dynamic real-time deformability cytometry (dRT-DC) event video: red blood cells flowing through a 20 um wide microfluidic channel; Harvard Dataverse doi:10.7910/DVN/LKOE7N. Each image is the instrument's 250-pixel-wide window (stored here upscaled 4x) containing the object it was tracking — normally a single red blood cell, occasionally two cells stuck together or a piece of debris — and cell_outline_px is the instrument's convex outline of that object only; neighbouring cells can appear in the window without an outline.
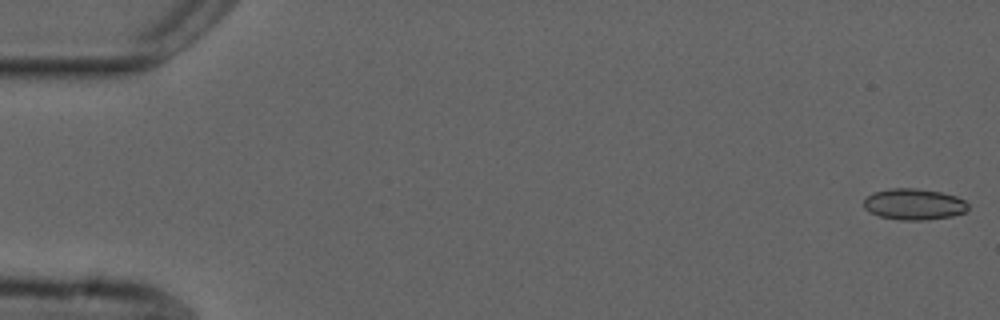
{"species": "common noctule bat (a hibernating species)", "species_latin": "Nyctalus noctula", "temperature_condition": "cold", "stored_images_in_passage": 49, "camera_frame_rate_fps": 3000, "um_per_image_px": 0.085, "animal": {"sex": "male", "forearm_length_mm": 52.5}, "frame": {"image": 1, "passage_image": 1, "time_ms": 0.0, "image_size_px": [1000, 320], "cell_outline_px": [[968, 208], [964, 212], [952, 216], [928, 220], [900, 220], [880, 216], [868, 212], [864, 208], [864, 200], [872, 192], [892, 188], [916, 188], [940, 192], [956, 196], [964, 200], [968, 204]], "centroid_in_image_um": [77.67, 17.36], "position_along_channel_um": 7.3, "area_um2": 19.02}}
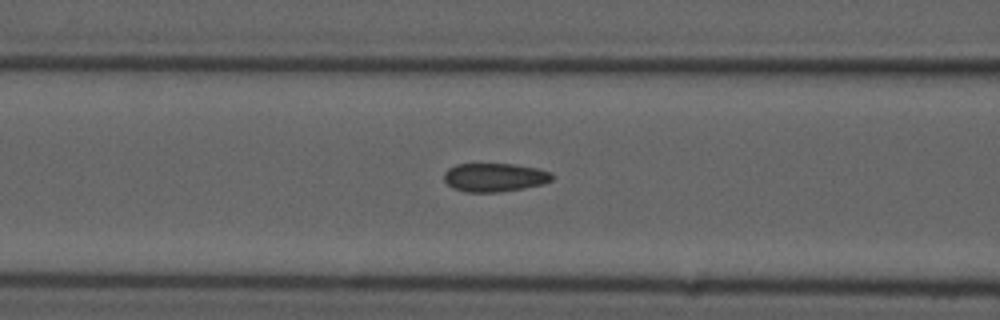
{"frame": {"image": 2, "passage_image": 22, "time_ms": 7.0, "image_size_px": [1000, 320], "cell_outline_px": [[556, 176], [552, 180], [544, 184], [524, 188], [496, 192], [464, 192], [452, 188], [444, 180], [444, 172], [448, 168], [456, 164], [512, 164], [540, 168], [552, 172]], "centroid_in_image_um": [42.07, 15.07], "position_along_channel_um": 124.5, "area_um2": 18.26}}
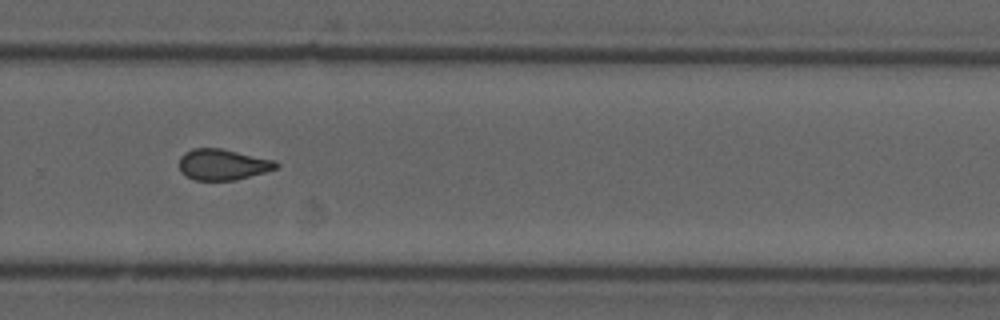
{"frame": {"image": 3, "passage_image": 37, "time_ms": 12.0, "image_size_px": [1000, 320], "cell_outline_px": [[280, 164], [276, 168], [264, 172], [236, 180], [196, 180], [180, 172], [180, 156], [184, 152], [192, 148], [220, 148], [276, 160]], "centroid_in_image_um": [18.94, 13.97], "position_along_channel_um": 310.9, "area_um2": 17.46}}